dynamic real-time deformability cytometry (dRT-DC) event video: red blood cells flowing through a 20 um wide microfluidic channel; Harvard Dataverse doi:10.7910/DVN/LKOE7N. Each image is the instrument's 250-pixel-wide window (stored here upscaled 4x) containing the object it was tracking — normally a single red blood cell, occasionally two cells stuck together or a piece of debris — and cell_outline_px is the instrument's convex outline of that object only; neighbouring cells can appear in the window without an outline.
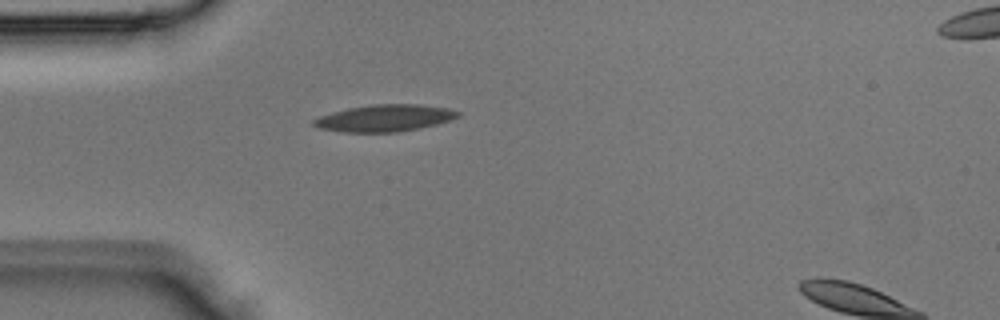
{"species": "Egyptian fruit bat (a non-hibernating species)", "species_latin": "Rousettus aegyptiacus", "temperature_condition": "room temperature", "stored_images_in_passage": 5, "camera_frame_rate_fps": 3000, "um_per_image_px": 0.085, "animal": {"sex": "male"}, "frame": {"image": 1, "passage_image": 4, "time_ms": 1.0, "image_size_px": [1000, 320], "cell_outline_px": [[460, 116], [452, 120], [420, 128], [400, 132], [340, 132], [316, 128], [312, 124], [312, 120], [320, 116], [332, 112], [348, 108], [372, 104], [420, 104], [448, 108], [460, 112]], "centroid_in_image_um": [32.69, 10.04], "position_along_channel_um": 52.3, "area_um2": 22.83}}